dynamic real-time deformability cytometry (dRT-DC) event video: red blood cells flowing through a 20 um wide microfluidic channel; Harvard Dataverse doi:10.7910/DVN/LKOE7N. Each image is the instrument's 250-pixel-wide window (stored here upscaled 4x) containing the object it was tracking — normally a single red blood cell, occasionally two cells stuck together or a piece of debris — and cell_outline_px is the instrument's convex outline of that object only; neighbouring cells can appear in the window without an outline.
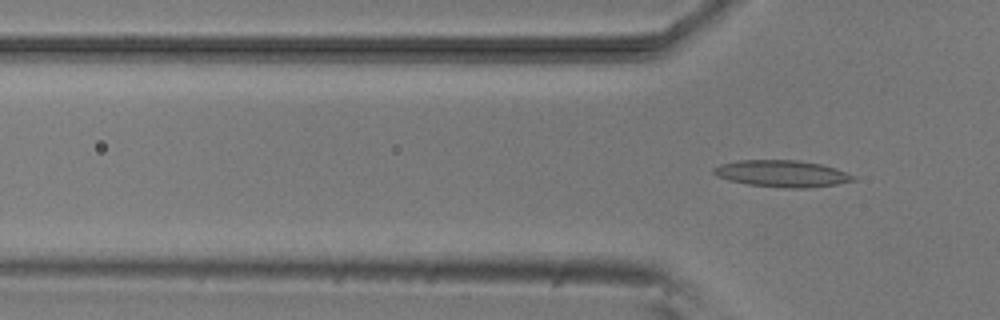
{"species": "common noctule bat (a hibernating species)", "species_latin": "Nyctalus noctula", "temperature_condition": "room temperature", "stored_images_in_passage": 4, "camera_frame_rate_fps": 3000, "um_per_image_px": 0.085, "animal": {"sex": "male", "body_mass_g": 20.5, "forearm_length_mm": 52.5}, "frame": {"image": 1, "passage_image": 4, "time_ms": 3.667, "image_size_px": [1000, 320], "cell_outline_px": [[856, 180], [836, 184], [808, 188], [780, 188], [748, 184], [728, 180], [716, 176], [712, 172], [712, 168], [720, 164], [740, 160], [796, 160], [820, 164], [836, 168], [856, 176]], "centroid_in_image_um": [66.46, 14.76], "position_along_channel_um": 59.3, "area_um2": 21.85}}